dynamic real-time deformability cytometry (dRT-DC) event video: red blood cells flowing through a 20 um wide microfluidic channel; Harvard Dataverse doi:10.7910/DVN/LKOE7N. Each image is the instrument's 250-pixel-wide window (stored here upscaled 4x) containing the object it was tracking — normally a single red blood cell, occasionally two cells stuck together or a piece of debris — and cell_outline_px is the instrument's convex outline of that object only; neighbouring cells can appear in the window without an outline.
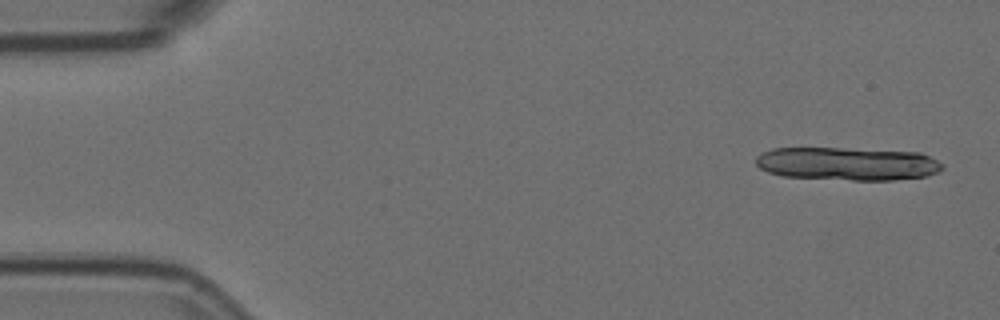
{"species": "Egyptian fruit bat (a non-hibernating species)", "species_latin": "Rousettus aegyptiacus", "temperature_condition": "room temperature", "stored_images_in_passage": 5, "camera_frame_rate_fps": 3000, "um_per_image_px": 0.085, "animal": {"sex": "female"}, "frame": {"image": 1, "passage_image": 1, "time_ms": 0.0, "image_size_px": [1000, 320], "cell_outline_px": [[944, 168], [940, 172], [928, 176], [892, 180], [852, 180], [784, 176], [768, 172], [760, 168], [756, 164], [756, 156], [772, 148], [840, 148], [920, 152], [944, 164]], "centroid_in_image_um": [72.06, 13.92], "position_along_channel_um": 12.9, "area_um2": 36.13}}
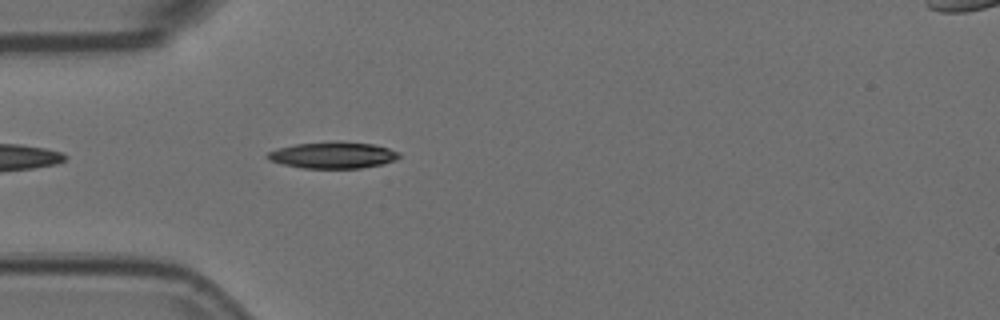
{"frame": {"image": 2, "passage_image": 5, "time_ms": 1.333, "image_size_px": [1000, 320], "cell_outline_px": [[400, 156], [396, 160], [380, 164], [360, 168], [300, 168], [268, 160], [264, 156], [268, 152], [280, 148], [296, 144], [336, 140], [372, 144], [388, 148], [400, 152]], "centroid_in_image_um": [28.29, 13.18], "position_along_channel_um": 56.7, "area_um2": 20.4}}